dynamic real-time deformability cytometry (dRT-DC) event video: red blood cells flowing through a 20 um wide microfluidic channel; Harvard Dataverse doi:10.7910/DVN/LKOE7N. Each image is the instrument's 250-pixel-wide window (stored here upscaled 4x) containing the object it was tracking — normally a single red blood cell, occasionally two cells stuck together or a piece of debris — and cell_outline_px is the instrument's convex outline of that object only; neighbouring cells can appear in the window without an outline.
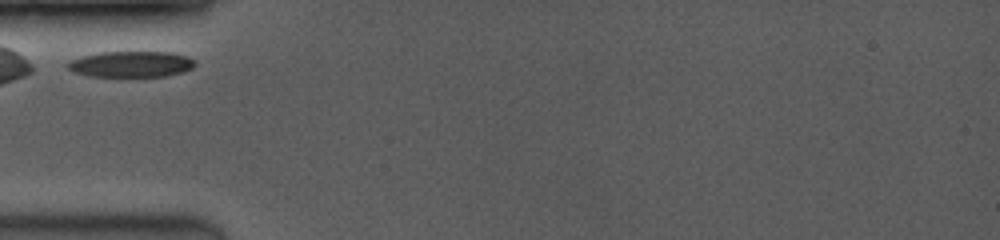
{"species": "common noctule bat (a hibernating species)", "species_latin": "Nyctalus noctula", "temperature_condition": "room temperature", "stored_images_in_passage": 2, "camera_frame_rate_fps": 3500, "um_per_image_px": 0.085, "animal": {"sex": "female", "body_mass_g": 19.0, "forearm_length_mm": 53.3}, "frame": {"image": 1, "passage_image": 1, "time_ms": 0.0, "image_size_px": [1000, 240], "cell_outline_px": [[196, 64], [192, 68], [184, 72], [164, 76], [120, 80], [88, 76], [76, 72], [68, 68], [64, 64], [72, 60], [84, 56], [100, 52], [168, 52], [188, 56], [196, 60]], "centroid_in_image_um": [11.15, 5.51], "position_along_channel_um": 73.8, "area_um2": 20.29}}
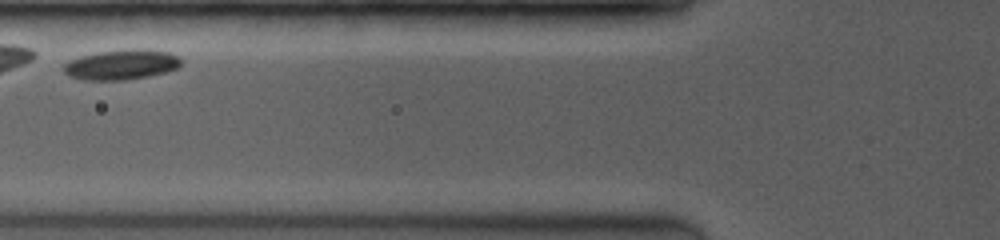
{"frame": {"image": 2, "passage_image": 2, "time_ms": 1.143, "image_size_px": [1000, 240], "cell_outline_px": [[184, 60], [176, 68], [168, 72], [148, 76], [124, 80], [84, 80], [68, 76], [64, 72], [64, 64], [68, 60], [80, 56], [96, 52], [132, 48], [168, 52], [180, 56]], "centroid_in_image_um": [10.32, 5.49], "position_along_channel_um": 115.5, "area_um2": 20.81}}